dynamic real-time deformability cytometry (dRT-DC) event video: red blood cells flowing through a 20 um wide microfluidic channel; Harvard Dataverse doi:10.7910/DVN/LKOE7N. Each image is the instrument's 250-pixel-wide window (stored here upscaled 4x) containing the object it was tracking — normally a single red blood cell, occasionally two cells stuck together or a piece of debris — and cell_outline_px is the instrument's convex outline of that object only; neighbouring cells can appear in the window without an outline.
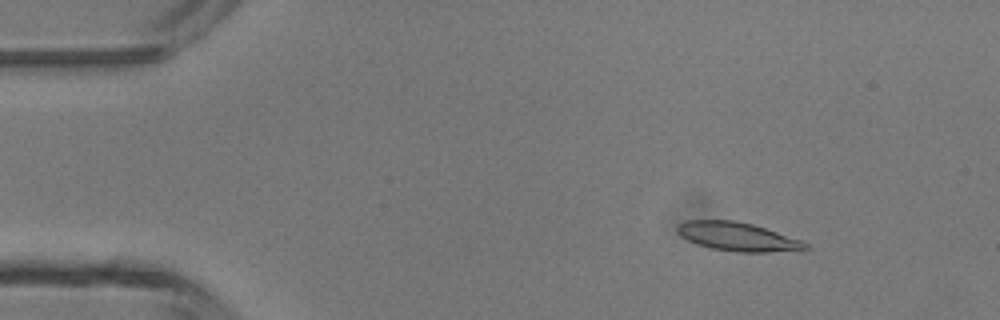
{"species": "common noctule bat (a hibernating species)", "species_latin": "Nyctalus noctula", "temperature_condition": "room temperature", "stored_images_in_passage": 47, "camera_frame_rate_fps": 3000, "um_per_image_px": 0.085, "animal": {"sex": "male", "body_mass_g": 13.3}, "frame": {"image": 1, "passage_image": 6, "time_ms": 1.667, "image_size_px": [1000, 320], "cell_outline_px": [[812, 248], [804, 252], [736, 252], [712, 248], [688, 240], [680, 236], [676, 232], [676, 228], [684, 220], [732, 220], [752, 224], [800, 240], [808, 244]], "centroid_in_image_um": [62.77, 20.14], "position_along_channel_um": 22.2, "area_um2": 21.56}}
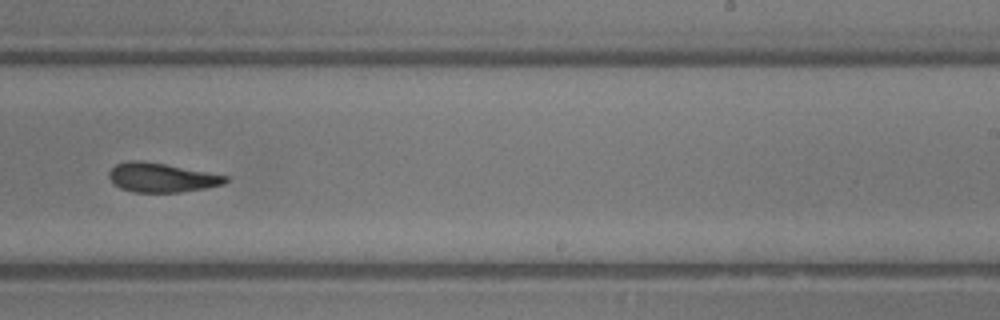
{"frame": {"image": 2, "passage_image": 29, "time_ms": 9.333, "image_size_px": [1000, 320], "cell_outline_px": [[228, 180], [224, 184], [204, 188], [180, 192], [132, 192], [120, 188], [108, 176], [108, 172], [116, 164], [128, 160], [140, 160], [164, 164], [228, 176]], "centroid_in_image_um": [13.71, 15.09], "position_along_channel_um": 275.3, "area_um2": 19.59}}
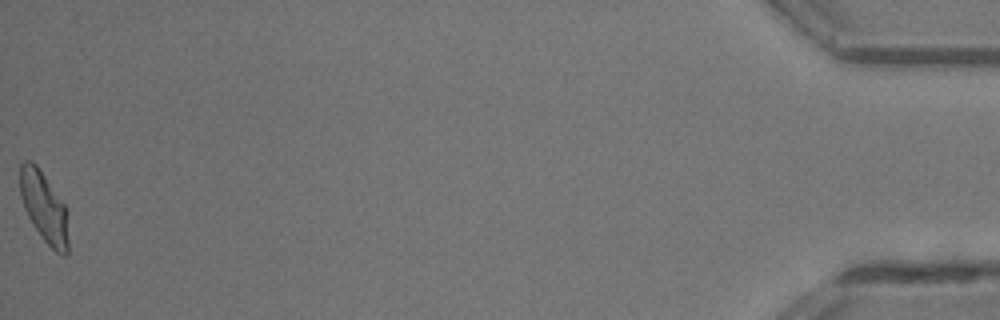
{"frame": {"image": 3, "passage_image": 47, "time_ms": 15.333, "image_size_px": [1000, 320], "cell_outline_px": [[68, 252], [64, 256], [56, 252], [44, 240], [32, 224], [24, 208], [20, 196], [20, 164], [24, 160], [32, 160], [36, 164], [64, 204], [68, 212]], "centroid_in_image_um": [3.75, 17.61], "position_along_channel_um": 431.5, "area_um2": 19.94}, "authors_computed_cell_mechanics": {"area_um2": 20.6346, "velocity_mm_per_s": 4.3518, "shape_relaxation_time_tau1_ms": 7.1152, "shape_relaxation_time_tau2_ms": 2.6267, "deformation_change_tau1": 0.2188, "deformation_change_tau2": 0.1157}}